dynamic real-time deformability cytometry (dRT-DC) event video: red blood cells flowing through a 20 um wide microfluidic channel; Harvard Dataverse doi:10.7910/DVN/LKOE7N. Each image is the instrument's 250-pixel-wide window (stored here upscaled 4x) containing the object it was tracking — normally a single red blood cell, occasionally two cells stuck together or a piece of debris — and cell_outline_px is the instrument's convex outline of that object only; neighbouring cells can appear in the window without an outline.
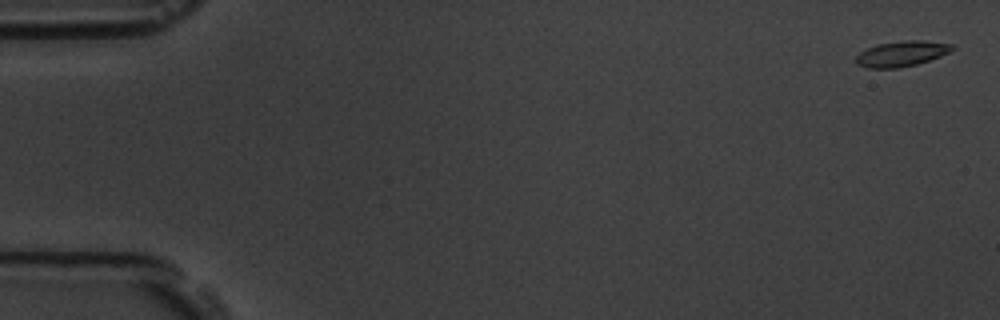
{"species": "common noctule bat (a hibernating species)", "species_latin": "Nyctalus noctula", "temperature_condition": "room temperature", "stored_images_in_passage": 4, "camera_frame_rate_fps": 3000, "um_per_image_px": 0.085, "animal": {"sex": "male", "body_mass_g": 19.5, "forearm_length_mm": 54.6}, "frame": {"image": 1, "passage_image": 1, "time_ms": 0.0, "image_size_px": [1000, 320], "cell_outline_px": [[956, 48], [940, 56], [916, 64], [900, 68], [868, 68], [856, 64], [856, 56], [860, 52], [876, 44], [904, 40], [924, 40], [952, 44]], "centroid_in_image_um": [76.63, 4.56], "position_along_channel_um": 8.4, "area_um2": 14.28}}